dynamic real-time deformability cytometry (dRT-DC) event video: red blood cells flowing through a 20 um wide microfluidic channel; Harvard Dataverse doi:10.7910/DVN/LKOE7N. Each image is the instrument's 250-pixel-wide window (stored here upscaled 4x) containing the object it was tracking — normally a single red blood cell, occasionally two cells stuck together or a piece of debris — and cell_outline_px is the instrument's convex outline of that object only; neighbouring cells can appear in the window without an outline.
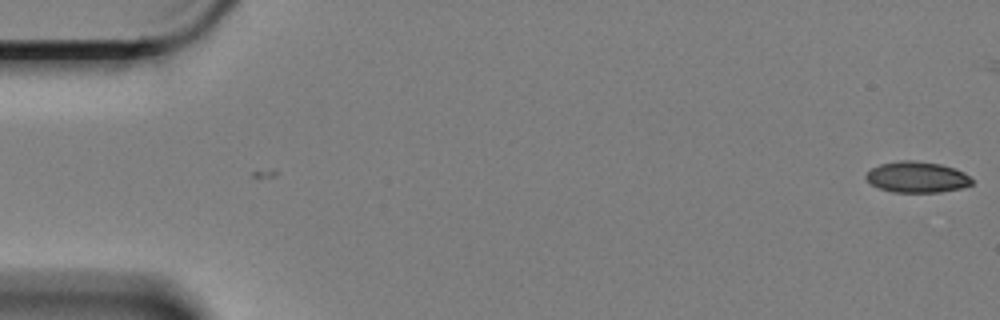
{"species": "Egyptian fruit bat (a non-hibernating species)", "species_latin": "Rousettus aegyptiacus", "temperature_condition": "cold", "stored_images_in_passage": 5, "camera_frame_rate_fps": 3000, "um_per_image_px": 0.085, "animal": {"sex": "female"}, "frame": {"image": 1, "passage_image": 5, "time_ms": 1.333, "image_size_px": [1000, 320], "cell_outline_px": [[972, 184], [960, 188], [940, 192], [892, 192], [880, 188], [872, 184], [864, 176], [872, 168], [880, 164], [900, 160], [912, 160], [940, 164], [956, 168], [964, 172], [972, 180]], "centroid_in_image_um": [77.95, 15.05], "position_along_channel_um": 7.1, "area_um2": 19.02}}